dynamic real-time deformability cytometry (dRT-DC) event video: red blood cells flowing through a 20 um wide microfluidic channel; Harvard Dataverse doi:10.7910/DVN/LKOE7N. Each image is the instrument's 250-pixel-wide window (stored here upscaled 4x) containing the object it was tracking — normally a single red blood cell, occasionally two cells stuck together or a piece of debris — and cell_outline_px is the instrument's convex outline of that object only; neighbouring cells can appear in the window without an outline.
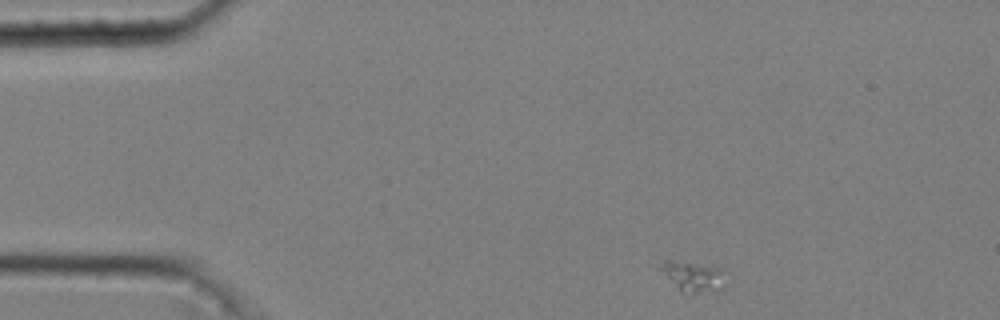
{"species": "common noctule bat (a hibernating species)", "species_latin": "Nyctalus noctula", "temperature_condition": "cold", "stored_images_in_passage": 46, "camera_frame_rate_fps": 3000, "um_per_image_px": 0.085, "animal": {"sex": "male", "body_mass_g": 20.4}, "frame": {"image": 1, "passage_image": 1, "time_ms": 0.0, "image_size_px": [1000, 320], "cell_outline_px": [[724, 288], [716, 292], [680, 292], [656, 268], [664, 260], [668, 260], [696, 264], [720, 268]], "centroid_in_image_um": [58.82, 23.51], "position_along_channel_um": 26.2, "area_um2": 11.33}}
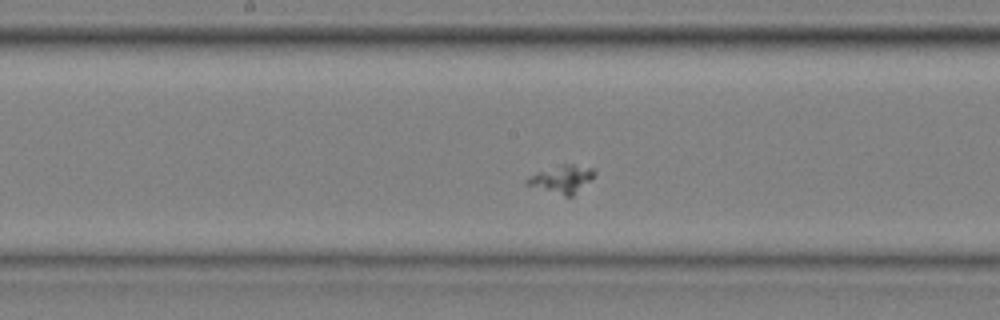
{"frame": {"image": 2, "passage_image": 21, "time_ms": 6.667, "image_size_px": [1000, 320], "cell_outline_px": [[596, 172], [572, 196], [564, 196], [524, 184], [524, 180], [528, 176], [536, 172], [560, 164], [572, 164], [592, 168]], "centroid_in_image_um": [47.67, 15.21], "position_along_channel_um": 200.5, "area_um2": 10.69}}
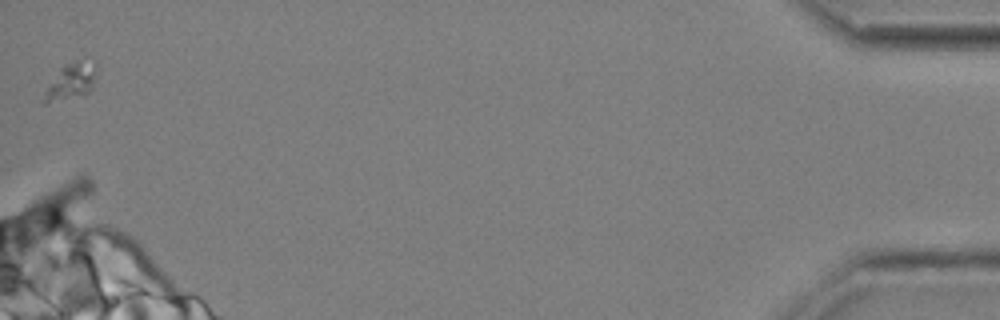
{"frame": {"image": 3, "passage_image": 46, "time_ms": 15.0, "image_size_px": [1000, 320], "cell_outline_px": [[96, 64], [92, 88], [84, 96], [44, 104], [44, 100], [48, 88], [60, 68], [64, 64], [76, 60], [96, 60]], "centroid_in_image_um": [6.1, 6.9], "position_along_channel_um": 429.1, "area_um2": 10.98}}